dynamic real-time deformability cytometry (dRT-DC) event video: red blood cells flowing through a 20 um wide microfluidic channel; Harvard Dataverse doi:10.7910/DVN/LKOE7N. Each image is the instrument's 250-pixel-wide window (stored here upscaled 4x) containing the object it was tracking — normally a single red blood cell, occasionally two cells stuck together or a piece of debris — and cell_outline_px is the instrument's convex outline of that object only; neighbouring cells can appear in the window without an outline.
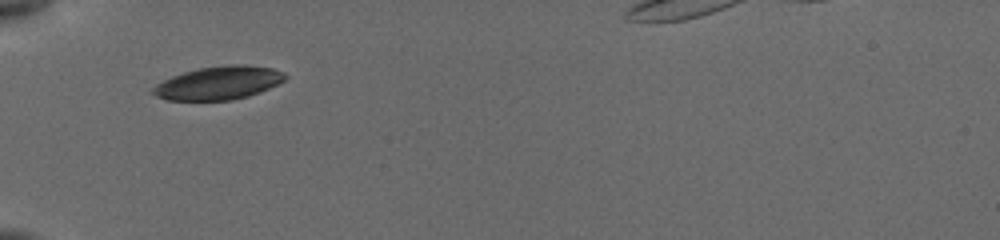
{"species": "common noctule bat (a hibernating species)", "species_latin": "Nyctalus noctula", "temperature_condition": "cold", "stored_images_in_passage": 11, "camera_frame_rate_fps": 3000, "um_per_image_px": 0.085, "animal": {"sex": "female", "body_mass_g": 19.5, "forearm_length_mm": 54.1}, "frame": {"image": 1, "passage_image": 1, "time_ms": 0.0, "image_size_px": [1000, 240], "cell_outline_px": [[288, 76], [284, 80], [260, 92], [248, 96], [232, 100], [168, 100], [156, 96], [148, 92], [156, 84], [172, 76], [184, 72], [200, 68], [228, 64], [244, 64], [272, 68], [284, 72]], "centroid_in_image_um": [18.57, 7.05], "position_along_channel_um": 66.4, "area_um2": 25.66}}
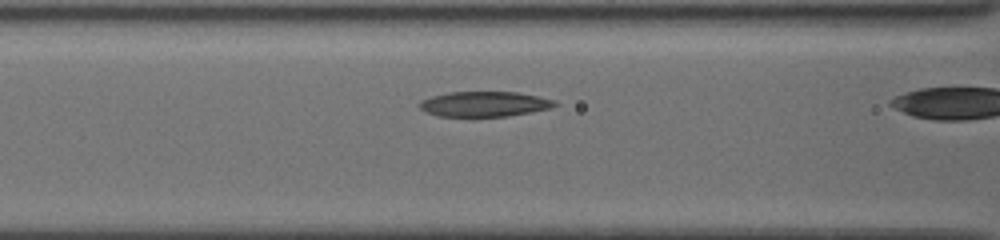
{"frame": {"image": 2, "passage_image": 5, "time_ms": 0.667, "image_size_px": [1000, 240], "cell_outline_px": [[560, 104], [552, 108], [508, 116], [440, 116], [428, 112], [420, 108], [420, 100], [432, 96], [448, 92], [516, 92], [556, 100]], "centroid_in_image_um": [41.22, 8.84], "position_along_channel_um": 125.4, "area_um2": 19.71}}